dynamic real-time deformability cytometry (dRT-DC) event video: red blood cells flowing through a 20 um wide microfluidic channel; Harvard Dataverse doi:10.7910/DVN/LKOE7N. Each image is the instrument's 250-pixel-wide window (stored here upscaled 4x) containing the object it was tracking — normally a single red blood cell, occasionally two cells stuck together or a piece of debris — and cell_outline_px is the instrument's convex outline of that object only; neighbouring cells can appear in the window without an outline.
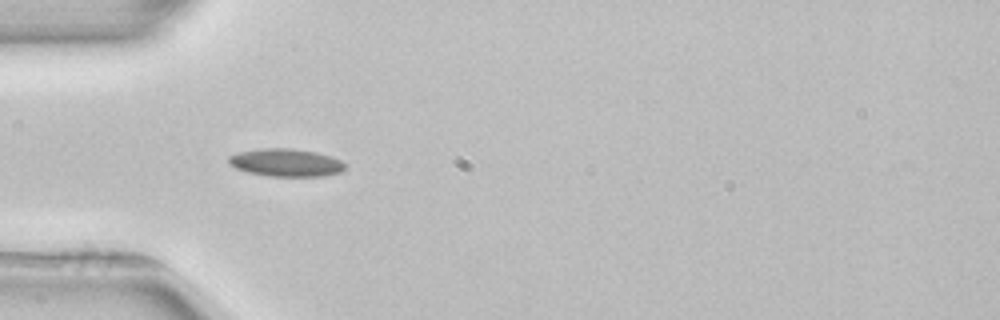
{"species": "common noctule bat (a hibernating species)", "species_latin": "Nyctalus noctula", "temperature_condition": "room temperature", "stored_images_in_passage": 52, "camera_frame_rate_fps": 3000, "um_per_image_px": 0.085, "animal": {"sex": "female", "body_mass_g": 22.7, "forearm_length_mm": 54.2}, "frame": {"image": 1, "passage_image": 16, "time_ms": 5.0, "image_size_px": [1000, 320], "cell_outline_px": [[344, 168], [340, 172], [324, 176], [268, 176], [248, 172], [236, 168], [228, 164], [228, 156], [236, 152], [260, 148], [292, 148], [316, 152], [340, 160], [344, 164]], "centroid_in_image_um": [24.24, 13.81], "position_along_channel_um": 60.8, "area_um2": 18.84}}
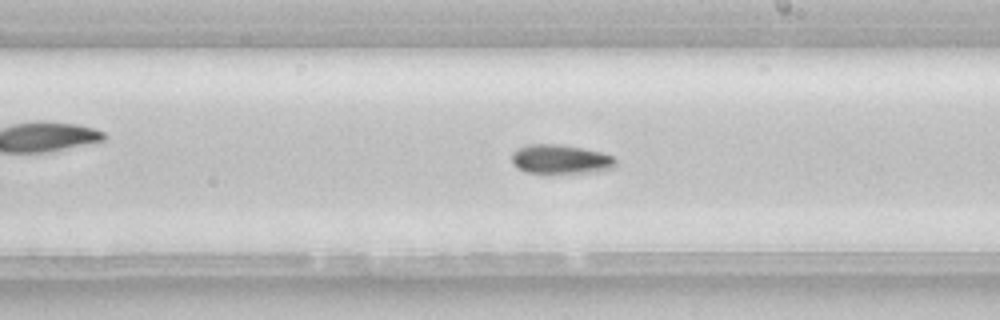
{"frame": {"image": 2, "passage_image": 30, "time_ms": 9.667, "image_size_px": [1000, 320], "cell_outline_px": [[616, 168], [552, 176], [524, 172], [516, 168], [512, 164], [512, 152], [516, 148], [528, 144], [560, 144], [584, 148], [604, 152], [612, 156], [616, 160]], "centroid_in_image_um": [47.6, 13.57], "position_along_channel_um": 241.4, "area_um2": 18.61}, "authors_computed_cell_mechanics": {"area_um2": 17.2822, "velocity_mm_per_s": 3.9295, "shape_relaxation_time_tau1_ms": 3.7442, "shape_relaxation_time_tau2_ms": null, "deformation_change_tau1": 0.094, "deformation_change_tau2": null}}